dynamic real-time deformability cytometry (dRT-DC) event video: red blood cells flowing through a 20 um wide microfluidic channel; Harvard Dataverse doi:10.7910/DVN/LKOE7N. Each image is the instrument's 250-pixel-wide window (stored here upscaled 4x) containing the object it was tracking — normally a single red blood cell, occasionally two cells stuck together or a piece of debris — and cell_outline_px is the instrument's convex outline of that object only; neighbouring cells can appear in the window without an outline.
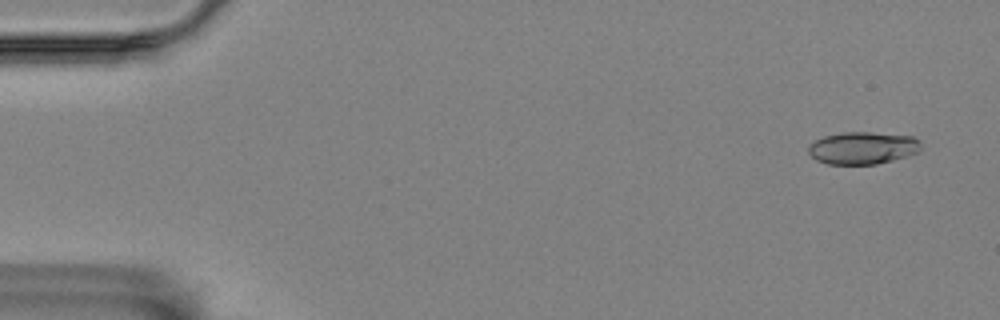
{"species": "Egyptian fruit bat (a non-hibernating species)", "species_latin": "Rousettus aegyptiacus", "temperature_condition": "room temperature", "stored_images_in_passage": 10, "camera_frame_rate_fps": 3000, "um_per_image_px": 0.085, "animal": {"sex": "female"}, "frame": {"image": 1, "passage_image": 1, "time_ms": 0.0, "image_size_px": [1000, 320], "cell_outline_px": [[920, 152], [908, 156], [876, 164], [828, 164], [816, 160], [808, 152], [808, 144], [824, 136], [840, 132], [872, 132], [912, 136], [920, 140]], "centroid_in_image_um": [73.33, 12.57], "position_along_channel_um": 11.7, "area_um2": 21.39}}
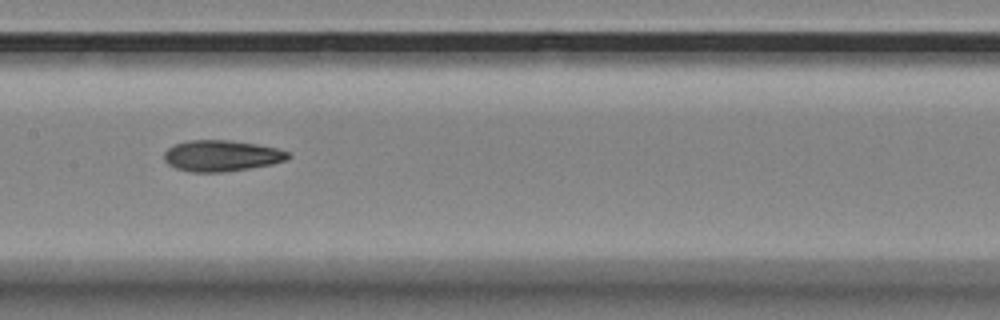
{"frame": {"image": 2, "passage_image": 7, "time_ms": 2.0, "image_size_px": [1000, 320], "cell_outline_px": [[292, 156], [288, 160], [272, 164], [224, 172], [192, 172], [176, 168], [168, 164], [164, 160], [164, 152], [168, 148], [176, 144], [188, 140], [228, 140], [256, 144], [276, 148], [288, 152]], "centroid_in_image_um": [18.83, 13.24], "position_along_channel_um": 188.6, "area_um2": 22.43}}
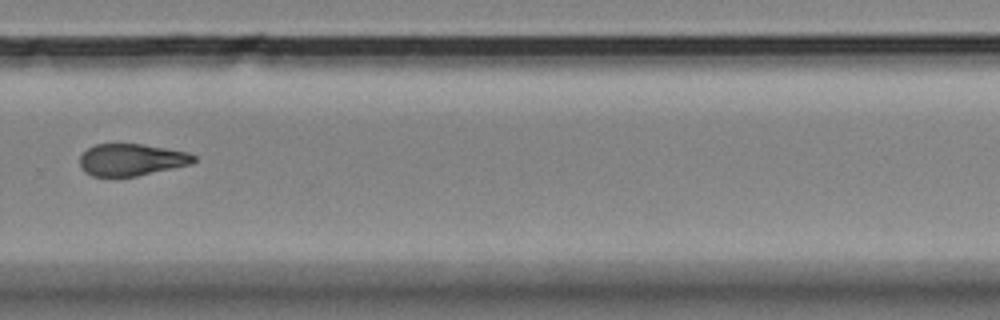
{"frame": {"image": 3, "passage_image": 10, "time_ms": 3.0, "image_size_px": [1000, 320], "cell_outline_px": [[196, 160], [192, 164], [136, 176], [92, 176], [84, 172], [80, 168], [80, 156], [88, 148], [96, 144], [140, 144], [188, 152], [196, 156]], "centroid_in_image_um": [11.17, 13.58], "position_along_channel_um": 318.6, "area_um2": 21.15}}